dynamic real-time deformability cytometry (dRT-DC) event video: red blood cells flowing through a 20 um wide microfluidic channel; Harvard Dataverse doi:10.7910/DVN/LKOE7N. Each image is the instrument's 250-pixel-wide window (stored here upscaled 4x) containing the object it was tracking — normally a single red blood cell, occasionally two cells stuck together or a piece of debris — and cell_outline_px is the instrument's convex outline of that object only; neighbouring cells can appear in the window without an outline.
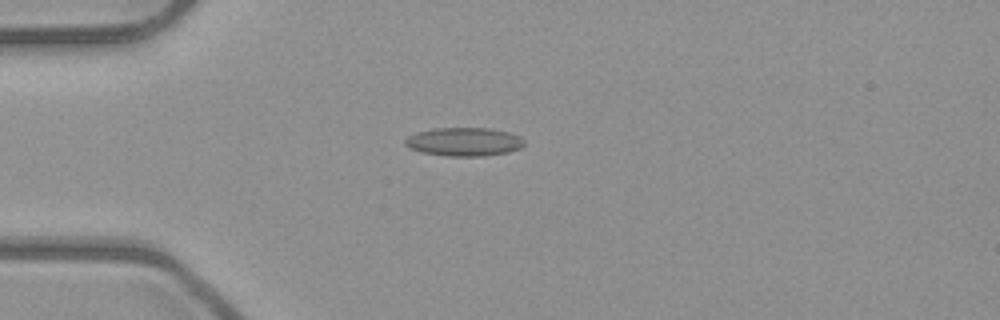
{"species": "common noctule bat (a hibernating species)", "species_latin": "Nyctalus noctula", "temperature_condition": "room temperature", "stored_images_in_passage": 53, "camera_frame_rate_fps": 3000, "um_per_image_px": 0.085, "animal": {"sex": "male", "body_mass_g": 23.1, "forearm_length_mm": 52.7}, "frame": {"image": 1, "passage_image": 15, "time_ms": 4.667, "image_size_px": [1000, 320], "cell_outline_px": [[524, 144], [520, 148], [508, 152], [484, 156], [444, 156], [420, 152], [408, 148], [404, 144], [404, 140], [408, 136], [416, 132], [432, 128], [488, 128], [508, 132], [520, 136], [524, 140]], "centroid_in_image_um": [39.4, 12.05], "position_along_channel_um": 45.6, "area_um2": 20.0}}
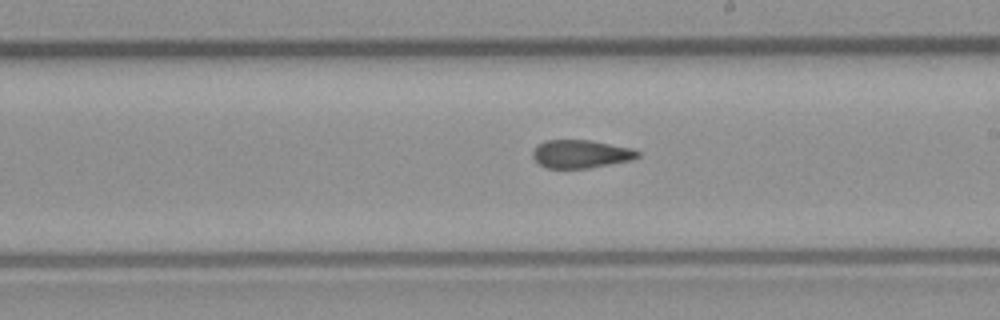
{"frame": {"image": 2, "passage_image": 31, "time_ms": 10.0, "image_size_px": [1000, 320], "cell_outline_px": [[640, 156], [632, 160], [588, 168], [548, 168], [540, 164], [532, 156], [532, 152], [536, 144], [544, 140], [592, 140], [632, 148], [640, 152]], "centroid_in_image_um": [49.37, 13.07], "position_along_channel_um": 239.6, "area_um2": 17.34}}
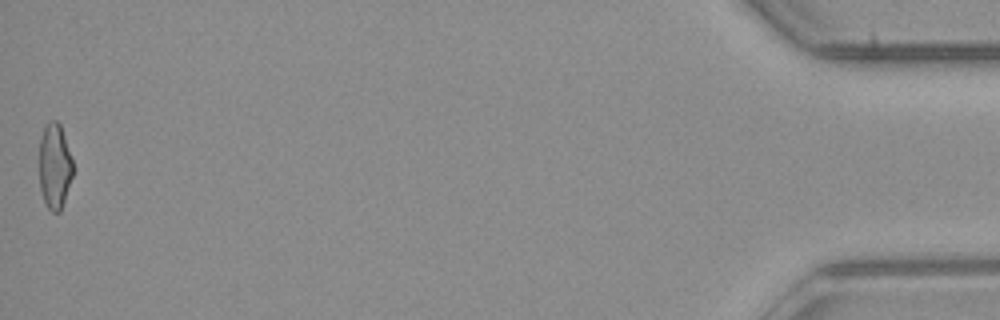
{"frame": {"image": 3, "passage_image": 53, "time_ms": 17.333, "image_size_px": [1000, 320], "cell_outline_px": [[72, 176], [60, 212], [52, 212], [48, 208], [44, 200], [40, 188], [40, 136], [44, 124], [48, 120], [56, 120], [60, 124], [72, 160]], "centroid_in_image_um": [4.63, 14.08], "position_along_channel_um": 430.6, "area_um2": 16.59}, "authors_computed_cell_mechanics": {"area_um2": 17.8602, "velocity_mm_per_s": 3.9849, "shape_relaxation_time_tau1_ms": null, "shape_relaxation_time_tau2_ms": 3.172, "deformation_change_tau1": null, "deformation_change_tau2": 0.1232}}